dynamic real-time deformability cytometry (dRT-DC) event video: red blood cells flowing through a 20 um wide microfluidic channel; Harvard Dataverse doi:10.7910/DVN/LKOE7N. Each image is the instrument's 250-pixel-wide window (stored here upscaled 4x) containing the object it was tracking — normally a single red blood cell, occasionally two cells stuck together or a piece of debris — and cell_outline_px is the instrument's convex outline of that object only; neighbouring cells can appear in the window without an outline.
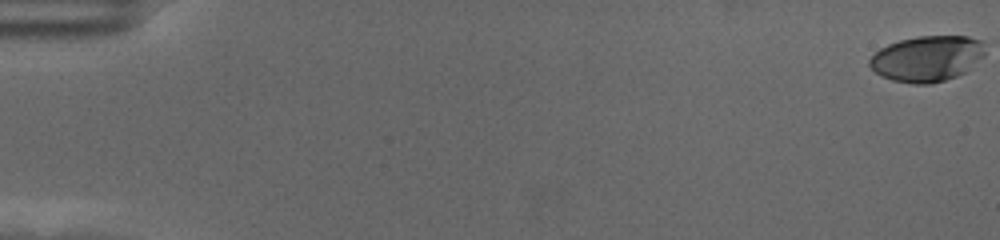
{"species": "human", "species_latin": "Homo sapiens", "temperature_condition": "cold", "stored_images_in_passage": 60, "camera_frame_rate_fps": 3000, "um_per_image_px": 0.085, "donor": {"sex": "female"}, "frame": {"image": 1, "passage_image": 1, "time_ms": 0.0, "image_size_px": [1000, 240], "cell_outline_px": [[984, 56], [964, 72], [956, 76], [932, 84], [912, 84], [892, 80], [876, 72], [868, 64], [868, 60], [880, 48], [888, 44], [900, 40], [920, 36], [968, 36], [984, 40]], "centroid_in_image_um": [78.81, 4.97], "position_along_channel_um": 6.2, "area_um2": 30.75}}
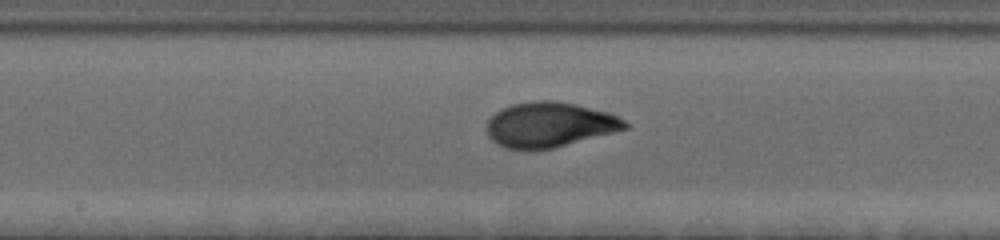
{"frame": {"image": 2, "passage_image": 33, "time_ms": 10.667, "image_size_px": [1000, 240], "cell_outline_px": [[628, 128], [552, 148], [504, 148], [496, 144], [488, 136], [488, 120], [500, 108], [512, 104], [532, 100], [552, 100], [576, 104], [608, 112], [624, 120], [628, 124]], "centroid_in_image_um": [46.69, 10.57], "position_along_channel_um": 201.5, "area_um2": 35.78}}
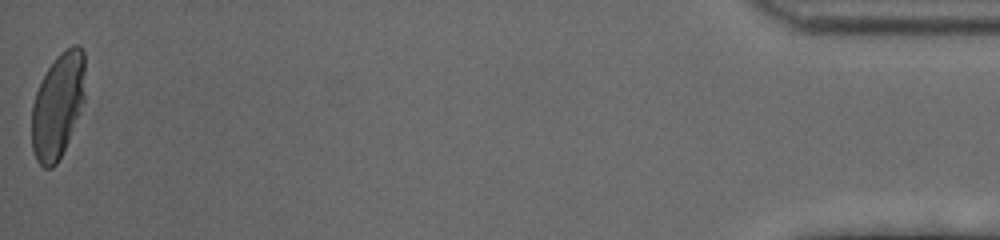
{"frame": {"image": 3, "passage_image": 60, "time_ms": 19.667, "image_size_px": [1000, 240], "cell_outline_px": [[84, 100], [80, 112], [68, 140], [56, 164], [52, 168], [44, 168], [36, 160], [32, 148], [32, 104], [36, 92], [48, 68], [56, 56], [60, 52], [72, 44], [80, 44], [84, 52]], "centroid_in_image_um": [4.92, 8.94], "position_along_channel_um": 430.3, "area_um2": 32.6}, "authors_computed_cell_mechanics": {"area_um2": 33.9575, "velocity_mm_per_s": 3.5098, "shape_relaxation_time_tau1_ms": 4.3496, "shape_relaxation_time_tau2_ms": null, "deformation_change_tau1": 0.1856, "deformation_change_tau2": null}}